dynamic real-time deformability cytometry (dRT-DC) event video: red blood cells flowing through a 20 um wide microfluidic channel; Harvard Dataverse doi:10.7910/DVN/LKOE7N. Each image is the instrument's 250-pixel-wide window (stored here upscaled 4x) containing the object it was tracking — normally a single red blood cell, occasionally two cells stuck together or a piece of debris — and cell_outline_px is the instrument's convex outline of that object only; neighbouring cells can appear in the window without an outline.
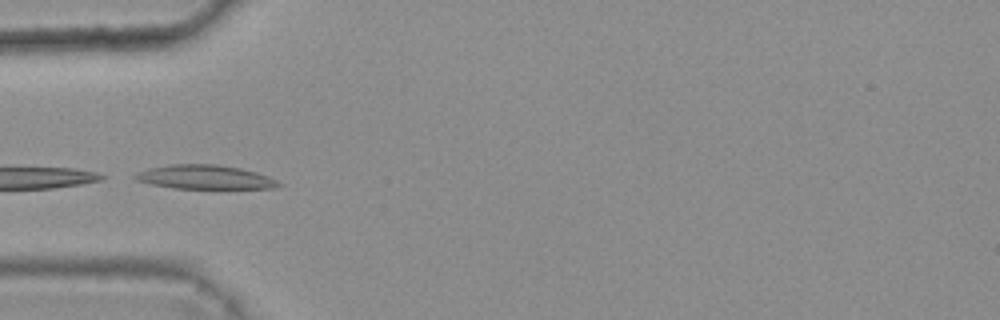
{"species": "common noctule bat (a hibernating species)", "species_latin": "Nyctalus noctula", "temperature_condition": "warm", "stored_images_in_passage": 5, "camera_frame_rate_fps": 3000, "um_per_image_px": 0.085, "animal": {"sex": "female", "body_mass_g": 25.1}, "frame": {"image": 1, "passage_image": 3, "time_ms": 0.667, "image_size_px": [1000, 320], "cell_outline_px": [[284, 184], [276, 188], [172, 188], [152, 184], [136, 180], [132, 176], [136, 172], [148, 168], [172, 164], [216, 164], [240, 168], [256, 172], [268, 176]], "centroid_in_image_um": [17.41, 15.05], "position_along_channel_um": 67.6, "area_um2": 20.06}}
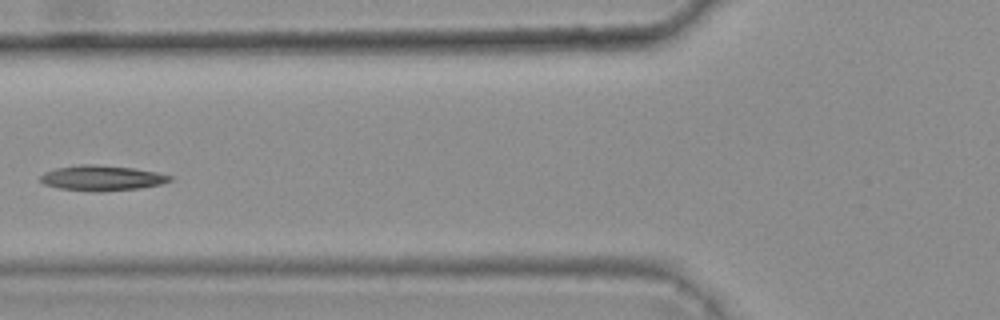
{"frame": {"image": 2, "passage_image": 4, "time_ms": 1.0, "image_size_px": [1000, 320], "cell_outline_px": [[172, 180], [164, 184], [140, 188], [100, 192], [60, 188], [44, 184], [40, 180], [40, 176], [44, 172], [56, 168], [80, 164], [92, 164], [132, 168], [156, 172], [172, 176]], "centroid_in_image_um": [8.67, 15.13], "position_along_channel_um": 117.1, "area_um2": 19.02}}
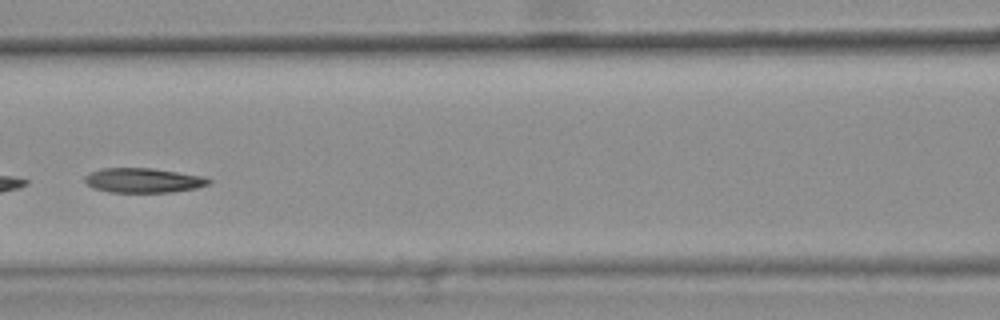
{"frame": {"image": 3, "passage_image": 5, "time_ms": 1.333, "image_size_px": [1000, 320], "cell_outline_px": [[212, 180], [208, 184], [196, 188], [172, 192], [108, 192], [92, 188], [84, 180], [84, 176], [100, 168], [152, 168], [204, 176]], "centroid_in_image_um": [12.17, 15.33], "position_along_channel_um": 154.4, "area_um2": 17.8}}